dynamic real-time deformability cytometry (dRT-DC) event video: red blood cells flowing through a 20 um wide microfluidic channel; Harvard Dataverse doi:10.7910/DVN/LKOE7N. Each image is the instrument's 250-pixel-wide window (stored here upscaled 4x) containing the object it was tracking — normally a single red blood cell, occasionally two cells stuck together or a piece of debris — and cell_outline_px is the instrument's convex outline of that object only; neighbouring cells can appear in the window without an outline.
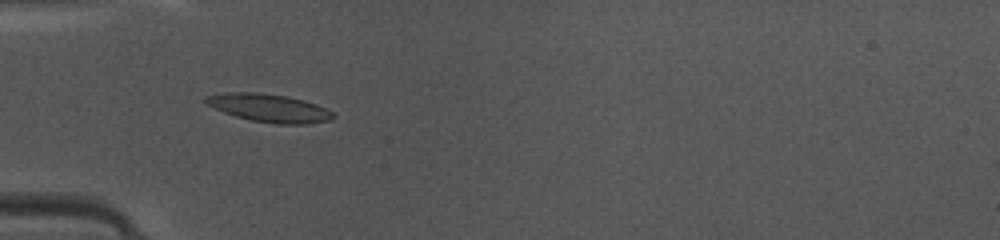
{"species": "common noctule bat (a hibernating species)", "species_latin": "Nyctalus noctula", "temperature_condition": "warm", "stored_images_in_passage": 29, "camera_frame_rate_fps": 3000, "um_per_image_px": 0.085, "animal": {"sex": "female", "body_mass_g": 10.0, "forearm_length_mm": 53.1}, "frame": {"image": 1, "passage_image": 2, "time_ms": 0.333, "image_size_px": [1000, 240], "cell_outline_px": [[336, 116], [332, 120], [308, 124], [276, 124], [252, 120], [236, 116], [224, 112], [208, 104], [204, 100], [204, 96], [228, 92], [256, 92], [288, 96], [304, 100], [316, 104], [332, 112]], "centroid_in_image_um": [22.91, 9.18], "position_along_channel_um": 62.1, "area_um2": 20.75}}
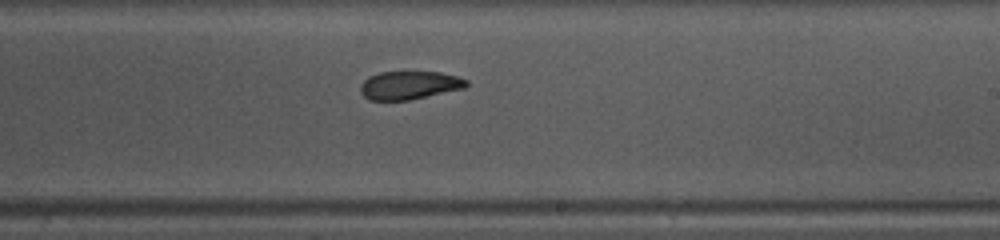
{"frame": {"image": 2, "passage_image": 16, "time_ms": 5.0, "image_size_px": [1000, 240], "cell_outline_px": [[468, 84], [464, 88], [408, 100], [368, 100], [360, 92], [360, 84], [368, 76], [380, 72], [404, 68], [440, 72], [456, 76], [468, 80]], "centroid_in_image_um": [34.75, 7.18], "position_along_channel_um": 254.2, "area_um2": 18.26}}
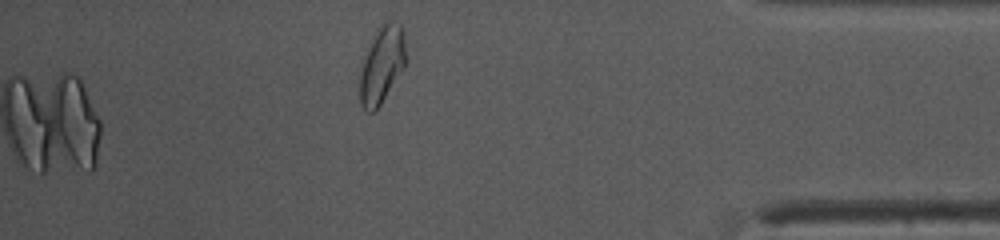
{"frame": {"image": 3, "passage_image": 29, "time_ms": 9.333, "image_size_px": [1000, 240], "cell_outline_px": [[404, 68], [376, 112], [368, 112], [360, 104], [360, 72], [368, 44], [376, 28], [380, 24], [388, 20], [396, 20], [404, 28]], "centroid_in_image_um": [32.45, 5.47], "position_along_channel_um": 402.8, "area_um2": 20.92}, "authors_computed_cell_mechanics": {"area_um2": 18.9584, "velocity_mm_per_s": 4.1528, "shape_relaxation_time_tau1_ms": 2.862, "shape_relaxation_time_tau2_ms": 2.9019, "deformation_change_tau1": 0.1212, "deformation_change_tau2": 0.0916}}